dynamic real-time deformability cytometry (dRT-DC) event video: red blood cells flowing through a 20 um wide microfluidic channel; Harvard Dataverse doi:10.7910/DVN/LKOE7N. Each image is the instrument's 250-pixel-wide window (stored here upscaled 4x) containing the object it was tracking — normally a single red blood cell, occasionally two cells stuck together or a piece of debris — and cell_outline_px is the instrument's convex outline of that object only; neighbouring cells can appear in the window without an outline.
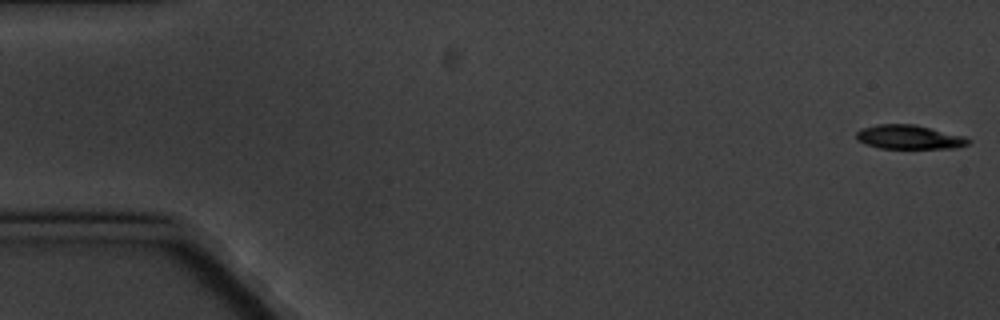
{"species": "common noctule bat (a hibernating species)", "species_latin": "Nyctalus noctula", "temperature_condition": "cold", "stored_images_in_passage": 5, "camera_frame_rate_fps": 3000, "um_per_image_px": 0.085, "animal": {"sex": "male", "body_mass_g": 20.1, "forearm_length_mm": 53.5}, "frame": {"image": 1, "passage_image": 1, "time_ms": 0.0, "image_size_px": [1000, 320], "cell_outline_px": [[972, 140], [968, 144], [956, 148], [880, 148], [864, 144], [856, 140], [856, 132], [860, 128], [880, 124], [912, 124], [964, 136]], "centroid_in_image_um": [77.24, 11.66], "position_along_channel_um": 7.8, "area_um2": 15.66}}